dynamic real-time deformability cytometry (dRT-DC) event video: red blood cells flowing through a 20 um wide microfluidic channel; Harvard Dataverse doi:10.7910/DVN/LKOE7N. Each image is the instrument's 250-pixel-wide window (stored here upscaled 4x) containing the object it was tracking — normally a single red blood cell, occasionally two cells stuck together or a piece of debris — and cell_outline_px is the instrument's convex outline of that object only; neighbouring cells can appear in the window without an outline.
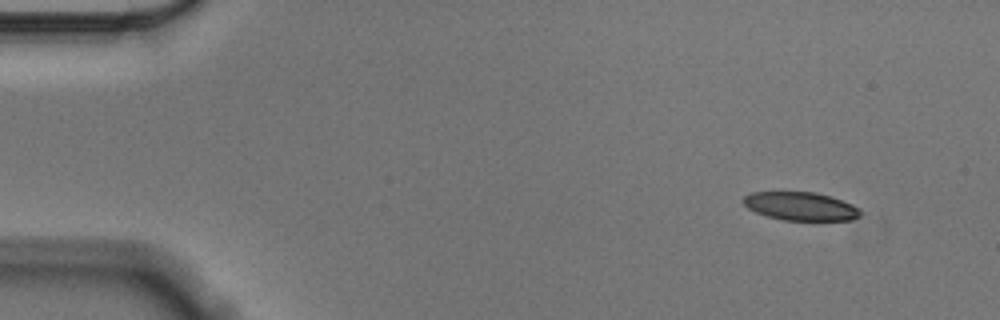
{"species": "Egyptian fruit bat (a non-hibernating species)", "species_latin": "Rousettus aegyptiacus", "temperature_condition": "cold", "stored_images_in_passage": 44, "camera_frame_rate_fps": 3000, "um_per_image_px": 0.085, "animal": {"sex": "male"}, "frame": {"image": 1, "passage_image": 1, "time_ms": 0.0, "image_size_px": [1000, 320], "cell_outline_px": [[860, 216], [852, 220], [784, 220], [768, 216], [756, 212], [748, 208], [744, 204], [744, 196], [752, 192], [816, 192], [832, 196], [852, 204], [860, 208]], "centroid_in_image_um": [68.09, 17.52], "position_along_channel_um": 16.9, "area_um2": 19.31}}
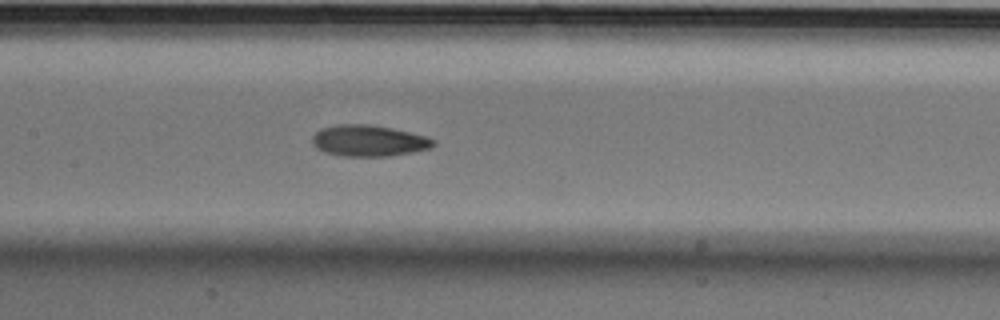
{"frame": {"image": 2, "passage_image": 23, "time_ms": 7.333, "image_size_px": [1000, 320], "cell_outline_px": [[436, 144], [432, 148], [412, 152], [388, 156], [344, 156], [324, 152], [316, 148], [312, 144], [312, 136], [320, 128], [336, 124], [368, 124], [392, 128], [424, 136], [436, 140]], "centroid_in_image_um": [31.32, 11.96], "position_along_channel_um": 176.1, "area_um2": 22.14}}
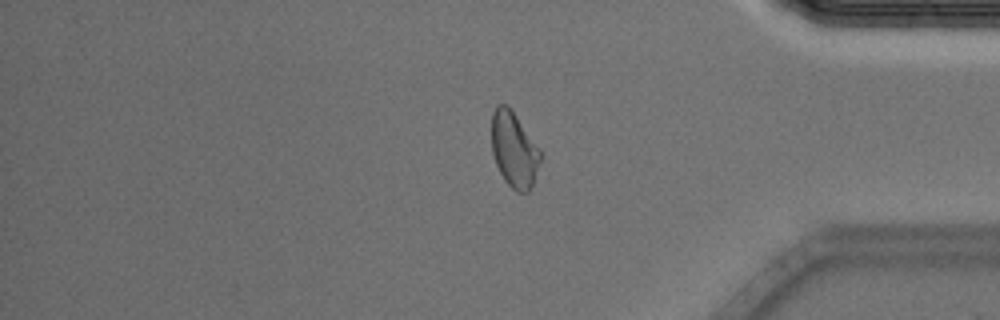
{"frame": {"image": 3, "passage_image": 43, "time_ms": 14.0, "image_size_px": [1000, 320], "cell_outline_px": [[540, 160], [532, 184], [528, 192], [516, 192], [504, 180], [496, 164], [492, 152], [492, 112], [496, 104], [508, 104], [540, 148]], "centroid_in_image_um": [43.68, 12.68], "position_along_channel_um": 391.5, "area_um2": 21.39}}